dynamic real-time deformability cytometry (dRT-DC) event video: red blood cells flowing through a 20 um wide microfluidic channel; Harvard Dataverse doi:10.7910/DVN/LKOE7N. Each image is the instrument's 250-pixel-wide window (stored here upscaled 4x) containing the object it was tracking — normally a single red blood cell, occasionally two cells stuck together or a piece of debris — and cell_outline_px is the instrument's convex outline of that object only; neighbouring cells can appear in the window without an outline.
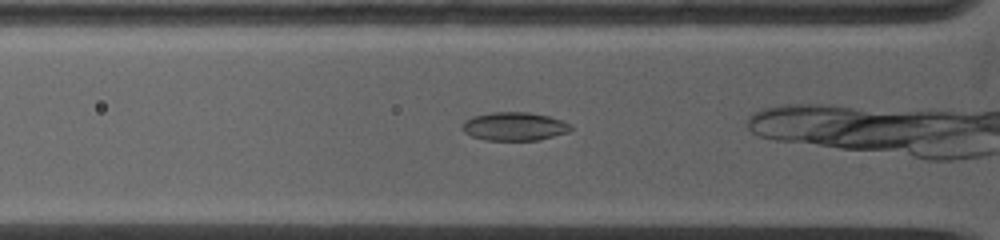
{"species": "common noctule bat (a hibernating species)", "species_latin": "Nyctalus noctula", "temperature_condition": "warm", "stored_images_in_passage": 24, "camera_frame_rate_fps": 5000, "um_per_image_px": 0.085, "animal": {"sex": "female", "body_mass_g": 19.0, "forearm_length_mm": 53.3}, "frame": {"image": 1, "passage_image": 4, "time_ms": 1.0, "image_size_px": [1000, 240], "cell_outline_px": [[572, 128], [568, 132], [540, 140], [484, 140], [472, 136], [464, 132], [460, 128], [464, 120], [472, 116], [492, 112], [528, 112], [548, 116], [572, 124]], "centroid_in_image_um": [43.69, 10.74], "position_along_channel_um": 82.1, "area_um2": 18.09}}
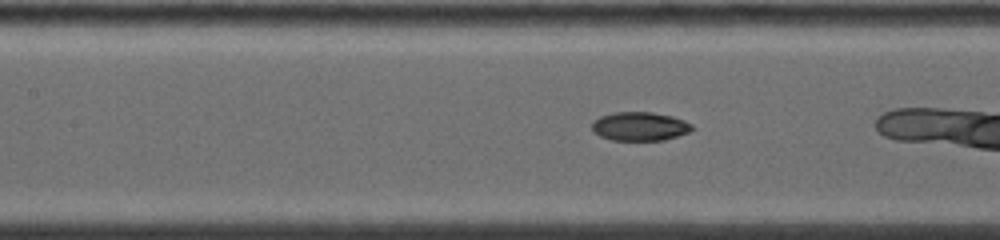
{"frame": {"image": 2, "passage_image": 14, "time_ms": 2.8, "image_size_px": [1000, 240], "cell_outline_px": [[696, 128], [688, 132], [664, 140], [612, 140], [600, 136], [592, 132], [592, 120], [600, 116], [612, 112], [652, 112], [672, 116], [684, 120], [692, 124]], "centroid_in_image_um": [54.36, 10.73], "position_along_channel_um": 153.0, "area_um2": 16.94}}
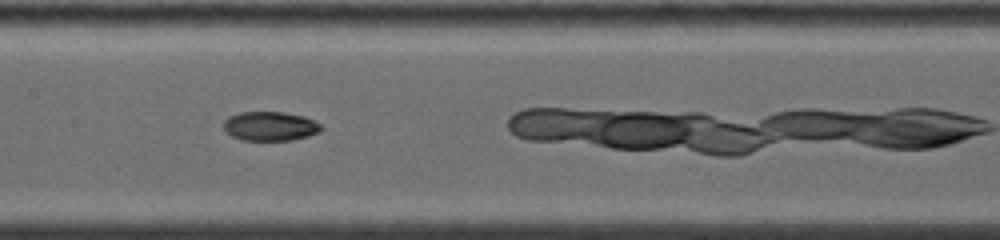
{"frame": {"image": 3, "passage_image": 19, "time_ms": 3.6, "image_size_px": [1000, 240], "cell_outline_px": [[324, 128], [320, 132], [308, 136], [292, 140], [240, 140], [232, 136], [224, 128], [224, 120], [228, 116], [240, 112], [284, 112], [304, 116], [320, 124]], "centroid_in_image_um": [22.97, 10.72], "position_along_channel_um": 184.4, "area_um2": 16.65}}